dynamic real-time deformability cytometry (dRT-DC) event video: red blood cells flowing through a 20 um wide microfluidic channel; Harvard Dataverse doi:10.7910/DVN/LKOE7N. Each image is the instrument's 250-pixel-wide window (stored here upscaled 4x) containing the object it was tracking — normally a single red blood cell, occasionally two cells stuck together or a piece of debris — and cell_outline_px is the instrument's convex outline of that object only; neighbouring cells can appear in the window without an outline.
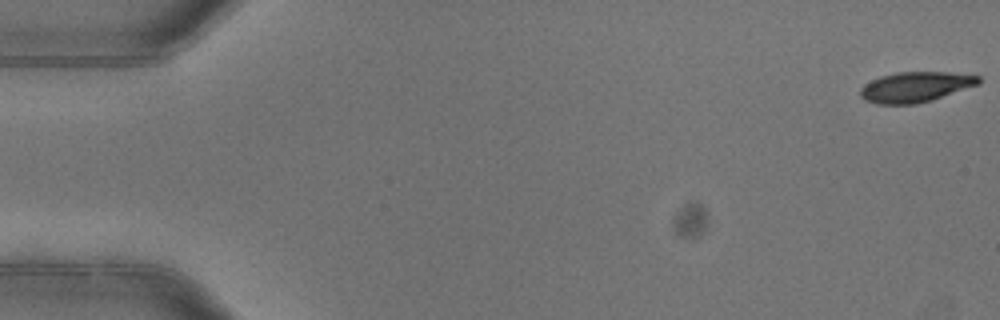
{"species": "common noctule bat (a hibernating species)", "species_latin": "Nyctalus noctula", "temperature_condition": "warm", "stored_images_in_passage": 5, "camera_frame_rate_fps": 3000, "um_per_image_px": 0.085, "animal": {"sex": "female"}, "frame": {"image": 1, "passage_image": 1, "time_ms": 0.0, "image_size_px": [1000, 320], "cell_outline_px": [[980, 84], [932, 100], [916, 104], [876, 104], [864, 100], [860, 96], [860, 88], [864, 84], [880, 76], [896, 72], [948, 72], [980, 76]], "centroid_in_image_um": [77.79, 7.39], "position_along_channel_um": 7.2, "area_um2": 20.98}}
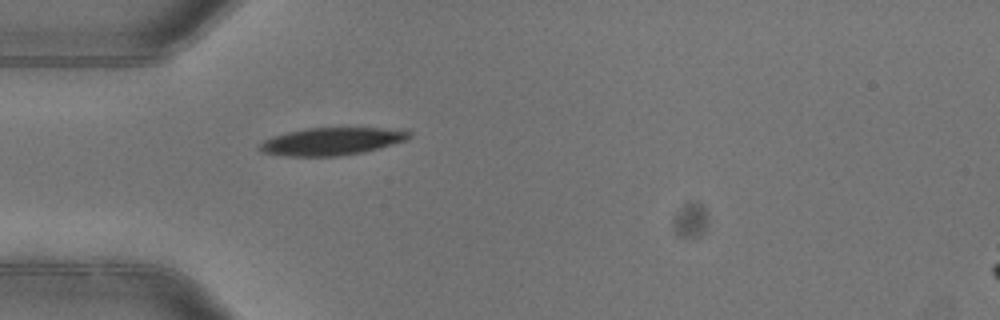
{"frame": {"image": 2, "passage_image": 5, "time_ms": 1.333, "image_size_px": [1000, 320], "cell_outline_px": [[412, 136], [408, 140], [364, 152], [340, 156], [288, 156], [260, 152], [256, 148], [264, 140], [272, 136], [288, 132], [308, 128], [380, 128], [412, 132]], "centroid_in_image_um": [28.17, 12.02], "position_along_channel_um": 56.8, "area_um2": 23.99}}